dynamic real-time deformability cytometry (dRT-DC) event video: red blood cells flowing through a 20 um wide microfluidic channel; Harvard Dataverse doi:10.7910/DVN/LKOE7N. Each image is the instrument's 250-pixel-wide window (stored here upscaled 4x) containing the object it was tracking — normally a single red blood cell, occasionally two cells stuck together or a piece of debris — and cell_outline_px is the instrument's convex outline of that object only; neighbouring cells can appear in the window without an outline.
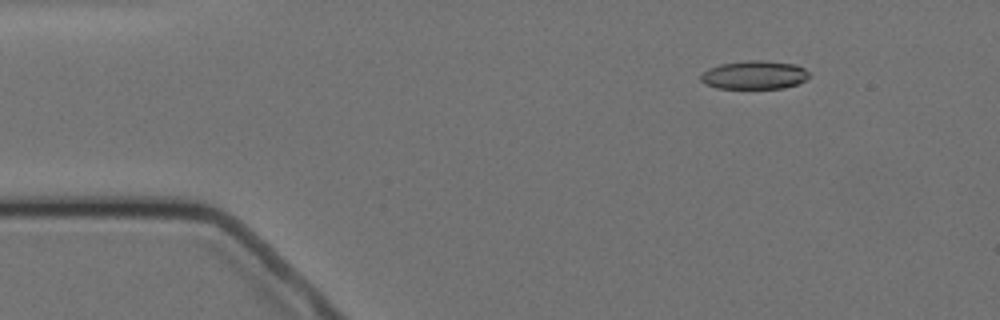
{"species": "Egyptian fruit bat (a non-hibernating species)", "species_latin": "Rousettus aegyptiacus", "temperature_condition": "cold", "stored_images_in_passage": 3, "camera_frame_rate_fps": 3000, "um_per_image_px": 0.085, "animal": {"sex": "female"}, "frame": {"image": 1, "passage_image": 3, "time_ms": 2.333, "image_size_px": [1000, 320], "cell_outline_px": [[808, 76], [804, 80], [796, 84], [784, 88], [716, 88], [704, 84], [700, 80], [700, 72], [708, 68], [720, 64], [744, 60], [764, 60], [796, 64], [804, 68], [808, 72]], "centroid_in_image_um": [64.06, 6.36], "position_along_channel_um": 20.9, "area_um2": 18.15}}